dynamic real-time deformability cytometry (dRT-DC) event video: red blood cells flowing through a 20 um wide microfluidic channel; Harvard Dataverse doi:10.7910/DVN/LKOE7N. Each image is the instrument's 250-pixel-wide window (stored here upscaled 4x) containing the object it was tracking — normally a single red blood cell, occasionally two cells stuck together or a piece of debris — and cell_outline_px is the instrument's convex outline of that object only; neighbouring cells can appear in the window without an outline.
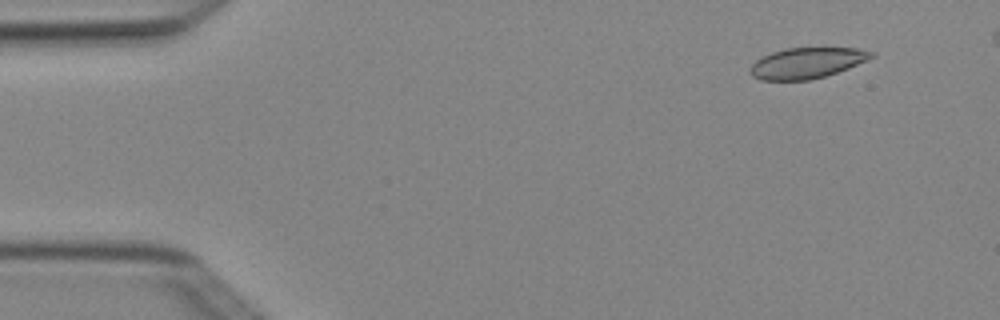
{"species": "Egyptian fruit bat (a non-hibernating species)", "species_latin": "Rousettus aegyptiacus", "temperature_condition": "cold", "stored_images_in_passage": 6, "camera_frame_rate_fps": 3000, "um_per_image_px": 0.085, "animal": {"sex": "female"}, "frame": {"image": 1, "passage_image": 2, "time_ms": 0.333, "image_size_px": [1000, 320], "cell_outline_px": [[876, 56], [868, 60], [848, 68], [824, 76], [808, 80], [760, 80], [752, 76], [748, 72], [752, 64], [756, 60], [772, 52], [784, 48], [856, 48], [876, 52]], "centroid_in_image_um": [68.59, 5.35], "position_along_channel_um": 16.4, "area_um2": 21.73}}